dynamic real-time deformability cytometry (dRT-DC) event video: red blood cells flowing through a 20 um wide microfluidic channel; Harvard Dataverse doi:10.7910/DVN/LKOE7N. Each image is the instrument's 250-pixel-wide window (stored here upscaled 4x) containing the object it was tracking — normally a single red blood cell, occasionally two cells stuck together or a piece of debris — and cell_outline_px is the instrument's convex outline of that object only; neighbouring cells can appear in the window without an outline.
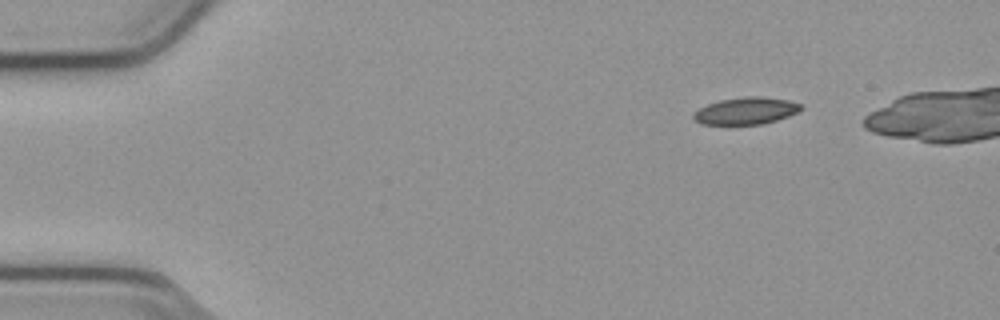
{"species": "common noctule bat (a hibernating species)", "species_latin": "Nyctalus noctula", "temperature_condition": "cold", "stored_images_in_passage": 42, "camera_frame_rate_fps": 3000, "um_per_image_px": 0.085, "animal": {"sex": "male", "body_mass_g": 23.1, "forearm_length_mm": 52.7}, "frame": {"image": 1, "passage_image": 1, "time_ms": 0.0, "image_size_px": [1000, 320], "cell_outline_px": [[804, 108], [788, 116], [764, 124], [700, 124], [692, 116], [700, 108], [708, 104], [720, 100], [744, 96], [760, 96], [788, 100], [804, 104]], "centroid_in_image_um": [63.45, 9.41], "position_along_channel_um": 21.5, "area_um2": 16.88}}
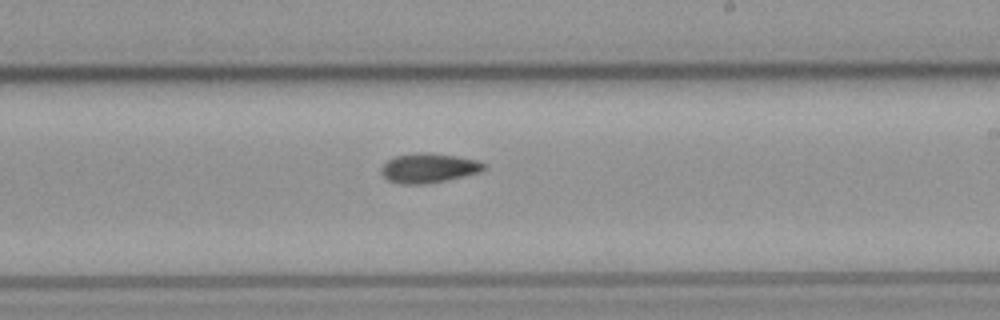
{"frame": {"image": 2, "passage_image": 26, "time_ms": 8.333, "image_size_px": [1000, 320], "cell_outline_px": [[484, 168], [480, 172], [464, 176], [424, 184], [400, 184], [388, 180], [380, 172], [380, 168], [388, 160], [396, 156], [416, 152], [428, 152], [456, 156], [480, 160], [484, 164]], "centroid_in_image_um": [36.42, 14.27], "position_along_channel_um": 252.6, "area_um2": 17.63}}
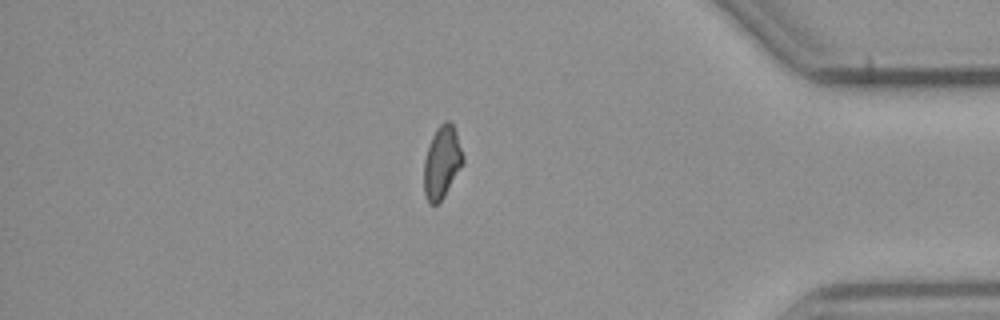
{"frame": {"image": 3, "passage_image": 40, "time_ms": 13.0, "image_size_px": [1000, 320], "cell_outline_px": [[464, 160], [444, 196], [436, 204], [428, 204], [424, 192], [424, 160], [428, 144], [436, 128], [444, 120], [448, 120], [452, 124], [456, 132], [464, 156]], "centroid_in_image_um": [37.54, 13.76], "position_along_channel_um": 397.7, "area_um2": 16.36}}